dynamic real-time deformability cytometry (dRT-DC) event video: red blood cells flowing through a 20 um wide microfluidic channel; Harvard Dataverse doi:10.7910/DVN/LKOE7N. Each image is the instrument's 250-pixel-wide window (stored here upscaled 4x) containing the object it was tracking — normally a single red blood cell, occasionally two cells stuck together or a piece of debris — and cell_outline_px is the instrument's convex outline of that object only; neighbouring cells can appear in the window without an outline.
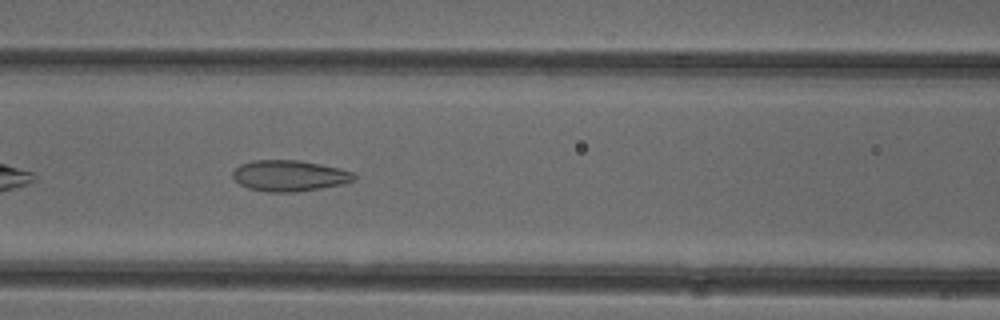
{"species": "common noctule bat (a hibernating species)", "species_latin": "Nyctalus noctula", "temperature_condition": "cold", "stored_images_in_passage": 33, "camera_frame_rate_fps": 3000, "um_per_image_px": 0.085, "animal": {"sex": "female"}, "frame": {"image": 1, "passage_image": 8, "time_ms": 2.333, "image_size_px": [1000, 320], "cell_outline_px": [[356, 180], [344, 184], [296, 192], [268, 192], [248, 188], [240, 184], [232, 176], [232, 172], [240, 164], [252, 160], [296, 160], [320, 164], [340, 168], [356, 172]], "centroid_in_image_um": [24.63, 14.93], "position_along_channel_um": 142.0, "area_um2": 22.08}}
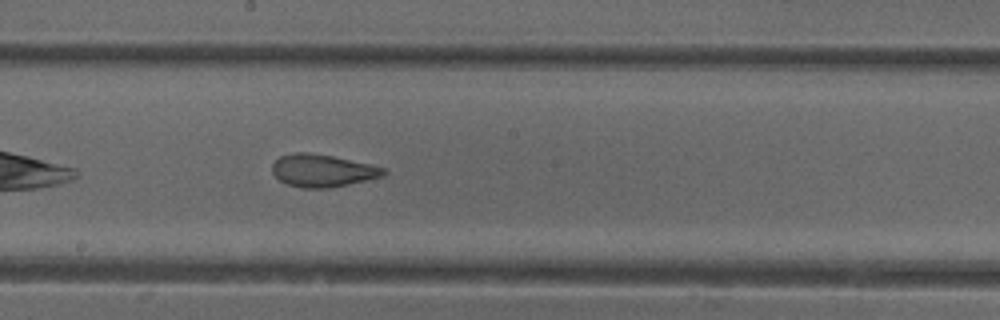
{"frame": {"image": 2, "passage_image": 14, "time_ms": 4.333, "image_size_px": [1000, 320], "cell_outline_px": [[388, 172], [384, 176], [348, 184], [328, 188], [304, 188], [288, 184], [280, 180], [272, 172], [272, 164], [280, 156], [296, 152], [304, 152], [332, 156], [372, 164], [384, 168]], "centroid_in_image_um": [27.43, 14.5], "position_along_channel_um": 220.8, "area_um2": 20.98}}
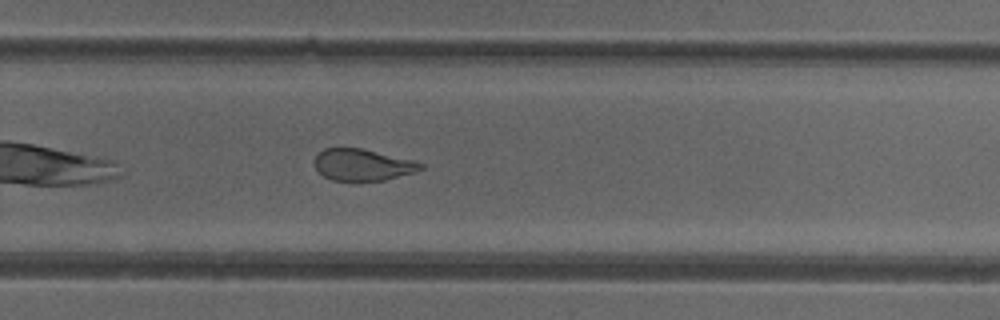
{"frame": {"image": 3, "passage_image": 20, "time_ms": 6.333, "image_size_px": [1000, 320], "cell_outline_px": [[424, 168], [412, 172], [384, 180], [332, 180], [324, 176], [316, 168], [316, 156], [324, 148], [360, 148], [412, 160], [424, 164]], "centroid_in_image_um": [30.81, 14.0], "position_along_channel_um": 299.0, "area_um2": 19.02}}